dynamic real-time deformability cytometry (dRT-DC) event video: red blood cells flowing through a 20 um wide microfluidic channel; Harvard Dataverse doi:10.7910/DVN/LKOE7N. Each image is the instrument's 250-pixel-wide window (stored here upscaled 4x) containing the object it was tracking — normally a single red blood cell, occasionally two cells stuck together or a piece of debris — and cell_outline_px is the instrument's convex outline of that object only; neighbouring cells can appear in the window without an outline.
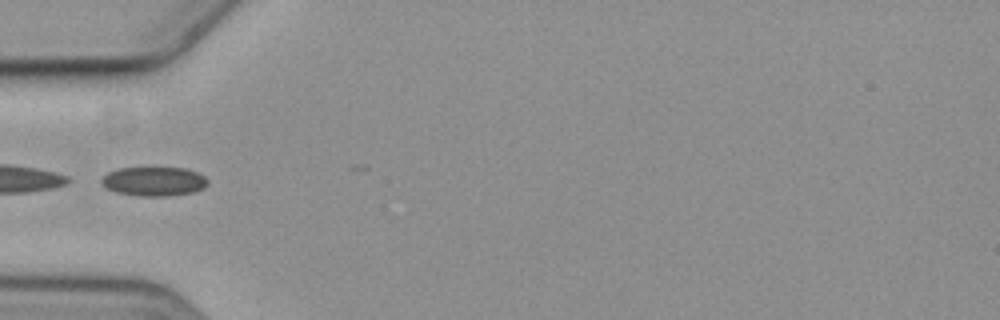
{"species": "common noctule bat (a hibernating species)", "species_latin": "Nyctalus noctula", "temperature_condition": "cold", "stored_images_in_passage": 8, "camera_frame_rate_fps": 3000, "um_per_image_px": 0.085, "animal": {"sex": "female", "body_mass_g": 19.3, "forearm_length_mm": 54.1}, "frame": {"image": 1, "passage_image": 1, "time_ms": 0.0, "image_size_px": [1000, 320], "cell_outline_px": [[208, 184], [204, 188], [196, 192], [168, 196], [140, 196], [116, 192], [100, 184], [100, 180], [108, 172], [120, 168], [184, 168], [196, 172], [204, 176], [208, 180]], "centroid_in_image_um": [13.1, 15.42], "position_along_channel_um": 71.9, "area_um2": 18.09}}